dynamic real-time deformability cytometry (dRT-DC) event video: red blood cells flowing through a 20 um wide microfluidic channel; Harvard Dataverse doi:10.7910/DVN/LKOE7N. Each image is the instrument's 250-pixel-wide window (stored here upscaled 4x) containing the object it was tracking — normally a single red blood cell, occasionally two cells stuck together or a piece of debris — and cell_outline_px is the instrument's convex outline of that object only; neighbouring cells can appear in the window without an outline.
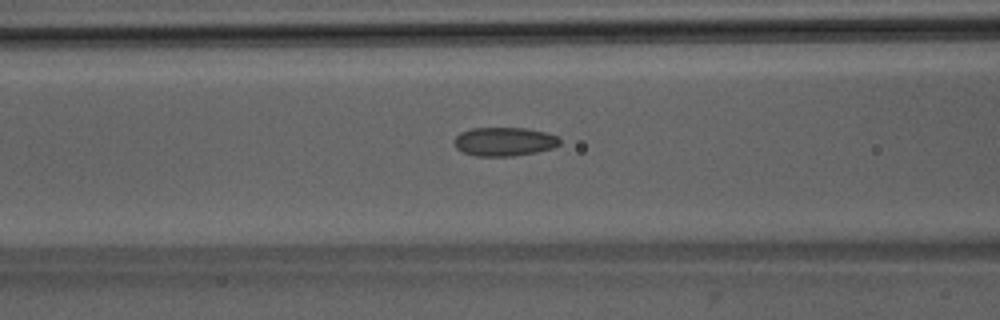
{"species": "Egyptian fruit bat (a non-hibernating species)", "species_latin": "Rousettus aegyptiacus", "temperature_condition": "room temperature", "stored_images_in_passage": 35, "camera_frame_rate_fps": 3000, "um_per_image_px": 0.085, "animal": {"sex": "male"}, "frame": {"image": 1, "passage_image": 5, "time_ms": 1.333, "image_size_px": [1000, 320], "cell_outline_px": [[560, 144], [552, 148], [536, 152], [512, 156], [476, 156], [464, 152], [456, 148], [456, 136], [460, 132], [472, 128], [528, 128], [544, 132], [556, 136], [560, 140]], "centroid_in_image_um": [42.87, 12.03], "position_along_channel_um": 123.7, "area_um2": 17.51}}
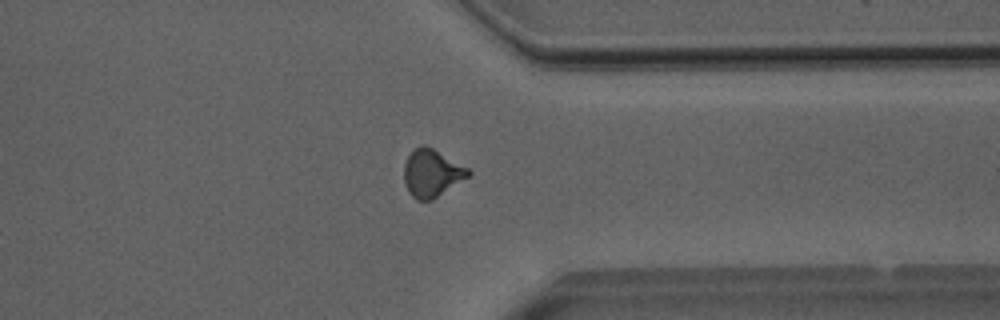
{"frame": {"image": 2, "passage_image": 24, "time_ms": 7.667, "image_size_px": [1000, 320], "cell_outline_px": [[472, 172], [468, 176], [432, 200], [416, 200], [408, 192], [404, 184], [404, 164], [408, 156], [416, 148], [424, 144], [432, 148], [468, 168]], "centroid_in_image_um": [36.67, 14.73], "position_along_channel_um": 374.7, "area_um2": 17.51}}
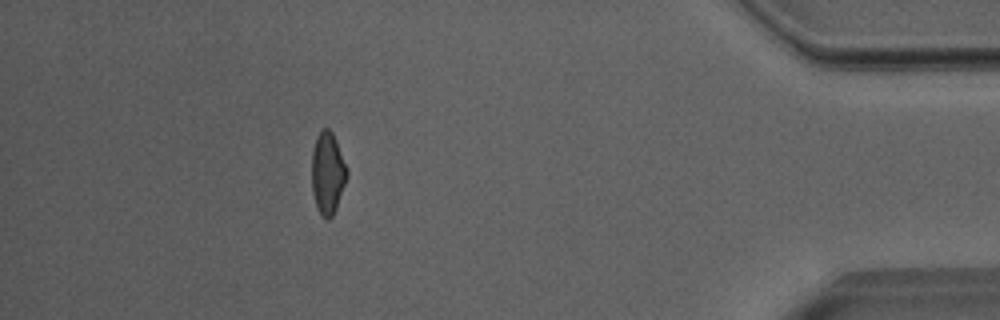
{"frame": {"image": 3, "passage_image": 30, "time_ms": 9.667, "image_size_px": [1000, 320], "cell_outline_px": [[348, 172], [336, 208], [332, 216], [328, 220], [320, 216], [316, 208], [312, 192], [312, 152], [316, 136], [324, 128], [328, 128], [332, 132], [336, 140]], "centroid_in_image_um": [27.82, 14.74], "position_along_channel_um": 407.4, "area_um2": 16.7}, "authors_computed_cell_mechanics": {"area_um2": 17.1088, "velocity_mm_per_s": 4.0077, "shape_relaxation_time_tau1_ms": null, "shape_relaxation_time_tau2_ms": 1.943, "deformation_change_tau1": null, "deformation_change_tau2": 0.0844}}